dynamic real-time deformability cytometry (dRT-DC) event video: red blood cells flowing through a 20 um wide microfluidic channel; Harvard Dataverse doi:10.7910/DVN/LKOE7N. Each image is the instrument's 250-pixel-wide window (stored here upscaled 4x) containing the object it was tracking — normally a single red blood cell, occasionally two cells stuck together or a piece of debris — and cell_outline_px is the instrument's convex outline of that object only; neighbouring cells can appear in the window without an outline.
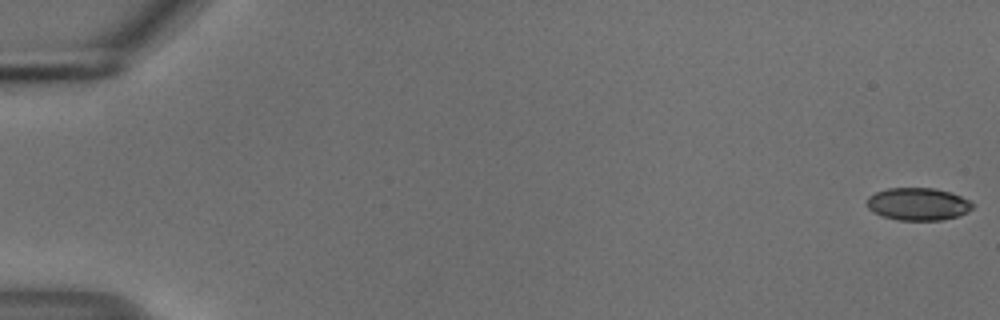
{"species": "common noctule bat (a hibernating species)", "species_latin": "Nyctalus noctula", "temperature_condition": "cold", "stored_images_in_passage": 17, "camera_frame_rate_fps": 3000, "um_per_image_px": 0.085, "animal": {"sex": "male", "body_mass_g": 18.8}, "frame": {"image": 1, "passage_image": 1, "time_ms": 0.0, "image_size_px": [1000, 320], "cell_outline_px": [[972, 208], [968, 212], [956, 216], [940, 220], [900, 220], [884, 216], [872, 212], [868, 208], [868, 196], [876, 192], [888, 188], [936, 188], [960, 196], [968, 200], [972, 204]], "centroid_in_image_um": [78.01, 17.34], "position_along_channel_um": 7.0, "area_um2": 19.77}}
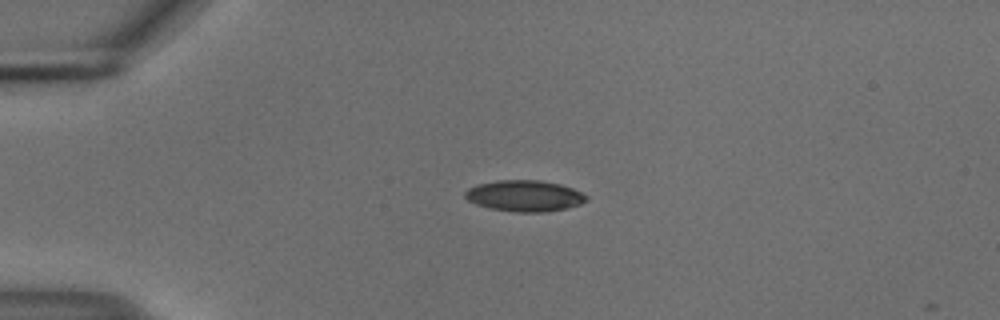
{"frame": {"image": 2, "passage_image": 14, "time_ms": 4.333, "image_size_px": [1000, 320], "cell_outline_px": [[588, 200], [580, 204], [568, 208], [544, 212], [516, 212], [488, 208], [476, 204], [468, 200], [464, 196], [464, 192], [468, 188], [480, 184], [496, 180], [540, 180], [560, 184], [572, 188], [588, 196]], "centroid_in_image_um": [44.59, 16.65], "position_along_channel_um": 40.4, "area_um2": 22.08}}